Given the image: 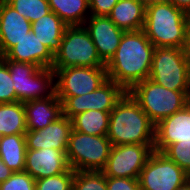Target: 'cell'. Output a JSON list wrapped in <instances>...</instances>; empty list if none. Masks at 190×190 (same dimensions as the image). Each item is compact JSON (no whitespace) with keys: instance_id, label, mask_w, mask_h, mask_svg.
<instances>
[{"instance_id":"1f68e13d","label":"cell","mask_w":190,"mask_h":190,"mask_svg":"<svg viewBox=\"0 0 190 190\" xmlns=\"http://www.w3.org/2000/svg\"><path fill=\"white\" fill-rule=\"evenodd\" d=\"M108 190H140L138 178L106 177Z\"/></svg>"},{"instance_id":"8fae6325","label":"cell","mask_w":190,"mask_h":190,"mask_svg":"<svg viewBox=\"0 0 190 190\" xmlns=\"http://www.w3.org/2000/svg\"><path fill=\"white\" fill-rule=\"evenodd\" d=\"M154 145L123 144L112 146L105 168L106 177L139 178Z\"/></svg>"},{"instance_id":"277c9868","label":"cell","mask_w":190,"mask_h":190,"mask_svg":"<svg viewBox=\"0 0 190 190\" xmlns=\"http://www.w3.org/2000/svg\"><path fill=\"white\" fill-rule=\"evenodd\" d=\"M128 93L155 125L190 103L189 91L167 89L150 78L135 84Z\"/></svg>"},{"instance_id":"9a60e30c","label":"cell","mask_w":190,"mask_h":190,"mask_svg":"<svg viewBox=\"0 0 190 190\" xmlns=\"http://www.w3.org/2000/svg\"><path fill=\"white\" fill-rule=\"evenodd\" d=\"M69 168L66 151L53 148L26 150L24 171L35 180L64 173Z\"/></svg>"},{"instance_id":"7a4b0ae2","label":"cell","mask_w":190,"mask_h":190,"mask_svg":"<svg viewBox=\"0 0 190 190\" xmlns=\"http://www.w3.org/2000/svg\"><path fill=\"white\" fill-rule=\"evenodd\" d=\"M107 137L112 146L154 145L155 124L133 97L126 92L110 112Z\"/></svg>"},{"instance_id":"8992f818","label":"cell","mask_w":190,"mask_h":190,"mask_svg":"<svg viewBox=\"0 0 190 190\" xmlns=\"http://www.w3.org/2000/svg\"><path fill=\"white\" fill-rule=\"evenodd\" d=\"M111 148L107 135H88L72 129L66 150L68 165L74 171H102Z\"/></svg>"},{"instance_id":"ba28073f","label":"cell","mask_w":190,"mask_h":190,"mask_svg":"<svg viewBox=\"0 0 190 190\" xmlns=\"http://www.w3.org/2000/svg\"><path fill=\"white\" fill-rule=\"evenodd\" d=\"M190 55L185 49L155 47L149 78L174 91H189L188 64Z\"/></svg>"},{"instance_id":"ac0fdd59","label":"cell","mask_w":190,"mask_h":190,"mask_svg":"<svg viewBox=\"0 0 190 190\" xmlns=\"http://www.w3.org/2000/svg\"><path fill=\"white\" fill-rule=\"evenodd\" d=\"M4 56L16 62L35 64L39 68H51L54 61V55L32 31L26 33Z\"/></svg>"},{"instance_id":"603a6c76","label":"cell","mask_w":190,"mask_h":190,"mask_svg":"<svg viewBox=\"0 0 190 190\" xmlns=\"http://www.w3.org/2000/svg\"><path fill=\"white\" fill-rule=\"evenodd\" d=\"M27 123L23 103L0 104V136L25 134Z\"/></svg>"},{"instance_id":"e0dca14e","label":"cell","mask_w":190,"mask_h":190,"mask_svg":"<svg viewBox=\"0 0 190 190\" xmlns=\"http://www.w3.org/2000/svg\"><path fill=\"white\" fill-rule=\"evenodd\" d=\"M32 23L7 2L0 3V54L4 56L26 33Z\"/></svg>"},{"instance_id":"5bb4252c","label":"cell","mask_w":190,"mask_h":190,"mask_svg":"<svg viewBox=\"0 0 190 190\" xmlns=\"http://www.w3.org/2000/svg\"><path fill=\"white\" fill-rule=\"evenodd\" d=\"M72 131V121L62 115L45 128L27 130L25 133L27 150L53 148L66 151Z\"/></svg>"},{"instance_id":"52a82bcc","label":"cell","mask_w":190,"mask_h":190,"mask_svg":"<svg viewBox=\"0 0 190 190\" xmlns=\"http://www.w3.org/2000/svg\"><path fill=\"white\" fill-rule=\"evenodd\" d=\"M106 67L83 25L67 26L51 68Z\"/></svg>"},{"instance_id":"484cf974","label":"cell","mask_w":190,"mask_h":190,"mask_svg":"<svg viewBox=\"0 0 190 190\" xmlns=\"http://www.w3.org/2000/svg\"><path fill=\"white\" fill-rule=\"evenodd\" d=\"M7 3L31 23L51 11L48 0H7Z\"/></svg>"},{"instance_id":"f546056e","label":"cell","mask_w":190,"mask_h":190,"mask_svg":"<svg viewBox=\"0 0 190 190\" xmlns=\"http://www.w3.org/2000/svg\"><path fill=\"white\" fill-rule=\"evenodd\" d=\"M16 102L13 80L7 64L0 59V104Z\"/></svg>"},{"instance_id":"4fadbf2b","label":"cell","mask_w":190,"mask_h":190,"mask_svg":"<svg viewBox=\"0 0 190 190\" xmlns=\"http://www.w3.org/2000/svg\"><path fill=\"white\" fill-rule=\"evenodd\" d=\"M89 17L83 26L89 32L99 57L107 64L115 54L125 31L118 28L108 16Z\"/></svg>"},{"instance_id":"d6a6232c","label":"cell","mask_w":190,"mask_h":190,"mask_svg":"<svg viewBox=\"0 0 190 190\" xmlns=\"http://www.w3.org/2000/svg\"><path fill=\"white\" fill-rule=\"evenodd\" d=\"M118 0H89L90 15L108 16Z\"/></svg>"},{"instance_id":"7402d4cb","label":"cell","mask_w":190,"mask_h":190,"mask_svg":"<svg viewBox=\"0 0 190 190\" xmlns=\"http://www.w3.org/2000/svg\"><path fill=\"white\" fill-rule=\"evenodd\" d=\"M26 150L25 134L0 136V158L13 172L24 171Z\"/></svg>"},{"instance_id":"f35d334b","label":"cell","mask_w":190,"mask_h":190,"mask_svg":"<svg viewBox=\"0 0 190 190\" xmlns=\"http://www.w3.org/2000/svg\"><path fill=\"white\" fill-rule=\"evenodd\" d=\"M145 3L158 2V1H166V0H143Z\"/></svg>"},{"instance_id":"5b68a950","label":"cell","mask_w":190,"mask_h":190,"mask_svg":"<svg viewBox=\"0 0 190 190\" xmlns=\"http://www.w3.org/2000/svg\"><path fill=\"white\" fill-rule=\"evenodd\" d=\"M7 64L13 80L16 101L42 99L52 96L56 92L55 71L52 68H39L26 62H16L1 56ZM45 93V94H44Z\"/></svg>"},{"instance_id":"44dd1931","label":"cell","mask_w":190,"mask_h":190,"mask_svg":"<svg viewBox=\"0 0 190 190\" xmlns=\"http://www.w3.org/2000/svg\"><path fill=\"white\" fill-rule=\"evenodd\" d=\"M68 25L50 11L31 25V31L54 55L60 48L64 31Z\"/></svg>"},{"instance_id":"6da1fadb","label":"cell","mask_w":190,"mask_h":190,"mask_svg":"<svg viewBox=\"0 0 190 190\" xmlns=\"http://www.w3.org/2000/svg\"><path fill=\"white\" fill-rule=\"evenodd\" d=\"M154 50L143 30L124 32L115 54L106 64L108 79L128 92L149 78Z\"/></svg>"},{"instance_id":"74e56055","label":"cell","mask_w":190,"mask_h":190,"mask_svg":"<svg viewBox=\"0 0 190 190\" xmlns=\"http://www.w3.org/2000/svg\"><path fill=\"white\" fill-rule=\"evenodd\" d=\"M187 79H188V89H189V96H190V62L188 64Z\"/></svg>"},{"instance_id":"d6986e66","label":"cell","mask_w":190,"mask_h":190,"mask_svg":"<svg viewBox=\"0 0 190 190\" xmlns=\"http://www.w3.org/2000/svg\"><path fill=\"white\" fill-rule=\"evenodd\" d=\"M27 130H38L56 121L63 115L62 102L56 92L47 98L23 103Z\"/></svg>"},{"instance_id":"4dcf8cb0","label":"cell","mask_w":190,"mask_h":190,"mask_svg":"<svg viewBox=\"0 0 190 190\" xmlns=\"http://www.w3.org/2000/svg\"><path fill=\"white\" fill-rule=\"evenodd\" d=\"M0 190H35V179L26 171L13 172L0 184Z\"/></svg>"},{"instance_id":"4316f807","label":"cell","mask_w":190,"mask_h":190,"mask_svg":"<svg viewBox=\"0 0 190 190\" xmlns=\"http://www.w3.org/2000/svg\"><path fill=\"white\" fill-rule=\"evenodd\" d=\"M73 190H108L102 171H74Z\"/></svg>"},{"instance_id":"d4e9b609","label":"cell","mask_w":190,"mask_h":190,"mask_svg":"<svg viewBox=\"0 0 190 190\" xmlns=\"http://www.w3.org/2000/svg\"><path fill=\"white\" fill-rule=\"evenodd\" d=\"M109 119L107 111L88 110L71 119L72 129L88 135H107Z\"/></svg>"},{"instance_id":"2e32d148","label":"cell","mask_w":190,"mask_h":190,"mask_svg":"<svg viewBox=\"0 0 190 190\" xmlns=\"http://www.w3.org/2000/svg\"><path fill=\"white\" fill-rule=\"evenodd\" d=\"M190 140V103L155 125L154 151L162 152L172 143Z\"/></svg>"},{"instance_id":"8d00e7d4","label":"cell","mask_w":190,"mask_h":190,"mask_svg":"<svg viewBox=\"0 0 190 190\" xmlns=\"http://www.w3.org/2000/svg\"><path fill=\"white\" fill-rule=\"evenodd\" d=\"M177 190H190V180H188L183 186L179 187Z\"/></svg>"},{"instance_id":"d590c367","label":"cell","mask_w":190,"mask_h":190,"mask_svg":"<svg viewBox=\"0 0 190 190\" xmlns=\"http://www.w3.org/2000/svg\"><path fill=\"white\" fill-rule=\"evenodd\" d=\"M185 50L190 55V13L188 14V19H187V32H186Z\"/></svg>"},{"instance_id":"ffe728a7","label":"cell","mask_w":190,"mask_h":190,"mask_svg":"<svg viewBox=\"0 0 190 190\" xmlns=\"http://www.w3.org/2000/svg\"><path fill=\"white\" fill-rule=\"evenodd\" d=\"M146 3L143 0H118L108 17L123 31L142 30Z\"/></svg>"},{"instance_id":"7c38bea8","label":"cell","mask_w":190,"mask_h":190,"mask_svg":"<svg viewBox=\"0 0 190 190\" xmlns=\"http://www.w3.org/2000/svg\"><path fill=\"white\" fill-rule=\"evenodd\" d=\"M126 91L116 82L107 79L100 87L85 95L68 97L62 103L63 115L72 119L88 110L111 112Z\"/></svg>"},{"instance_id":"cb8c5ba5","label":"cell","mask_w":190,"mask_h":190,"mask_svg":"<svg viewBox=\"0 0 190 190\" xmlns=\"http://www.w3.org/2000/svg\"><path fill=\"white\" fill-rule=\"evenodd\" d=\"M50 10L68 26L84 25L87 11H90L89 0H48ZM86 16V17H85Z\"/></svg>"},{"instance_id":"ab89813d","label":"cell","mask_w":190,"mask_h":190,"mask_svg":"<svg viewBox=\"0 0 190 190\" xmlns=\"http://www.w3.org/2000/svg\"><path fill=\"white\" fill-rule=\"evenodd\" d=\"M7 2V0H0V3Z\"/></svg>"},{"instance_id":"e575fe53","label":"cell","mask_w":190,"mask_h":190,"mask_svg":"<svg viewBox=\"0 0 190 190\" xmlns=\"http://www.w3.org/2000/svg\"><path fill=\"white\" fill-rule=\"evenodd\" d=\"M173 5H175L178 8H181L188 14L190 13V0H168Z\"/></svg>"},{"instance_id":"9c48e42d","label":"cell","mask_w":190,"mask_h":190,"mask_svg":"<svg viewBox=\"0 0 190 190\" xmlns=\"http://www.w3.org/2000/svg\"><path fill=\"white\" fill-rule=\"evenodd\" d=\"M55 71L56 95L63 103L68 97L85 95L95 91L107 79L106 67L52 68Z\"/></svg>"},{"instance_id":"30bf717a","label":"cell","mask_w":190,"mask_h":190,"mask_svg":"<svg viewBox=\"0 0 190 190\" xmlns=\"http://www.w3.org/2000/svg\"><path fill=\"white\" fill-rule=\"evenodd\" d=\"M138 179L140 190H177L190 176L163 153L153 151Z\"/></svg>"},{"instance_id":"83f0119b","label":"cell","mask_w":190,"mask_h":190,"mask_svg":"<svg viewBox=\"0 0 190 190\" xmlns=\"http://www.w3.org/2000/svg\"><path fill=\"white\" fill-rule=\"evenodd\" d=\"M74 170L35 180V190H73Z\"/></svg>"},{"instance_id":"f1b7e54d","label":"cell","mask_w":190,"mask_h":190,"mask_svg":"<svg viewBox=\"0 0 190 190\" xmlns=\"http://www.w3.org/2000/svg\"><path fill=\"white\" fill-rule=\"evenodd\" d=\"M161 153L174 161L190 176V140L172 143Z\"/></svg>"},{"instance_id":"3957f363","label":"cell","mask_w":190,"mask_h":190,"mask_svg":"<svg viewBox=\"0 0 190 190\" xmlns=\"http://www.w3.org/2000/svg\"><path fill=\"white\" fill-rule=\"evenodd\" d=\"M188 13L168 0L146 3L143 31L155 47L185 49Z\"/></svg>"},{"instance_id":"836d02e7","label":"cell","mask_w":190,"mask_h":190,"mask_svg":"<svg viewBox=\"0 0 190 190\" xmlns=\"http://www.w3.org/2000/svg\"><path fill=\"white\" fill-rule=\"evenodd\" d=\"M12 173L13 171L0 158V184L6 181Z\"/></svg>"}]
</instances>
